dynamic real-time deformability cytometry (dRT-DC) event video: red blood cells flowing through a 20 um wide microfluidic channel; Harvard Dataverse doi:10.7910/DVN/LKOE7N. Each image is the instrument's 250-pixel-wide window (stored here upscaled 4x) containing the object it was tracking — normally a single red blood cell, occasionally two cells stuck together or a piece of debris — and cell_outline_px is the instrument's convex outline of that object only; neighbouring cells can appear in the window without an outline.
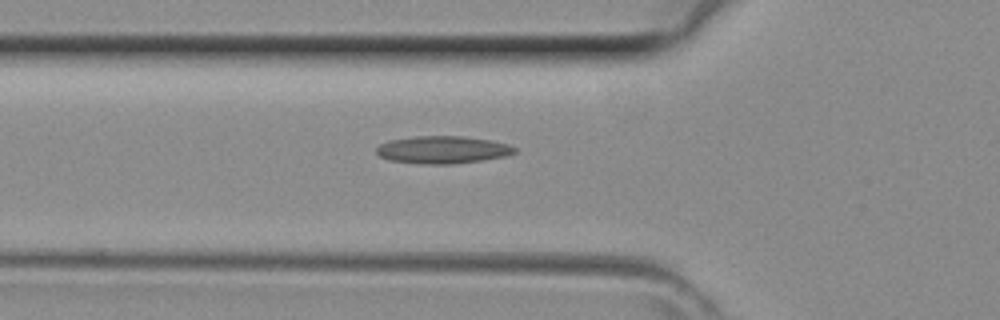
{"species": "common noctule bat (a hibernating species)", "species_latin": "Nyctalus noctula", "temperature_condition": "room temperature", "stored_images_in_passage": 6, "camera_frame_rate_fps": 3000, "um_per_image_px": 0.085, "animal": {"sex": "female", "body_mass_g": 29.2, "forearm_length_mm": 56.3}, "frame": {"image": 1, "passage_image": 5, "time_ms": 1.333, "image_size_px": [1000, 320], "cell_outline_px": [[516, 152], [504, 156], [480, 160], [452, 164], [424, 164], [388, 160], [380, 156], [376, 152], [376, 148], [380, 144], [388, 140], [412, 136], [464, 136], [488, 140], [508, 144], [516, 148]], "centroid_in_image_um": [37.57, 12.72], "position_along_channel_um": 88.2, "area_um2": 22.08}}